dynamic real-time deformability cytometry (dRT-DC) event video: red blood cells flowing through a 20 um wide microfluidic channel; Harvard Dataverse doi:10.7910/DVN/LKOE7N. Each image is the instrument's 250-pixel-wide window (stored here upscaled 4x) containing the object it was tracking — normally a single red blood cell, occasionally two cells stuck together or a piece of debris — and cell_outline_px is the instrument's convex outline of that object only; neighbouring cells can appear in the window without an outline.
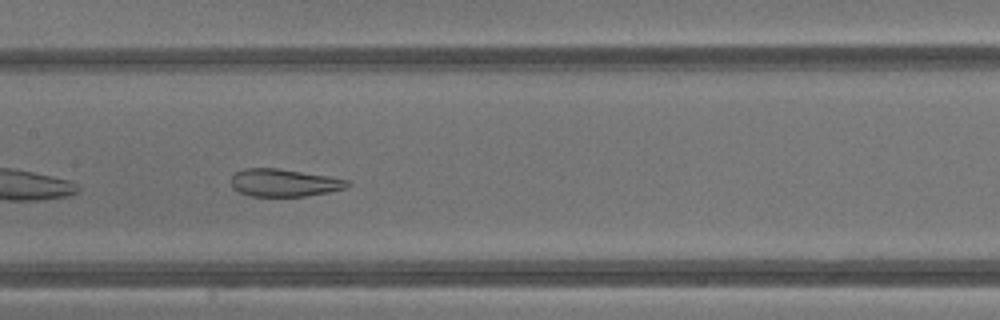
{"species": "common noctule bat (a hibernating species)", "species_latin": "Nyctalus noctula", "temperature_condition": "warm", "stored_images_in_passage": 28, "camera_frame_rate_fps": 3000, "um_per_image_px": 0.085, "animal": {"sex": "male", "body_mass_g": 13.3}, "frame": {"image": 1, "passage_image": 20, "time_ms": 6.333, "image_size_px": [1000, 320], "cell_outline_px": [[352, 184], [344, 188], [328, 192], [304, 196], [252, 196], [240, 192], [232, 188], [232, 176], [236, 172], [244, 168], [276, 168], [328, 176], [348, 180]], "centroid_in_image_um": [24.14, 15.53], "position_along_channel_um": 183.3, "area_um2": 18.5}}